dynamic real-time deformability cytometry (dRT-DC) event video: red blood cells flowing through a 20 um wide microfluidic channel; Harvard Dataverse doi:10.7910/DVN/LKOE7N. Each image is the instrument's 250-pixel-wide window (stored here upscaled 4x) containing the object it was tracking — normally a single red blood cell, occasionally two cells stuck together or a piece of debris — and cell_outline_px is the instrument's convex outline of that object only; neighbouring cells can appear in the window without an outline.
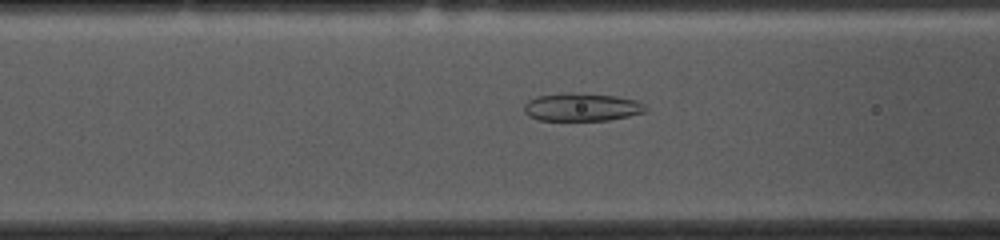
{"species": "common noctule bat (a hibernating species)", "species_latin": "Nyctalus noctula", "temperature_condition": "cold", "stored_images_in_passage": 53, "camera_frame_rate_fps": 3000, "um_per_image_px": 0.085, "animal": {"sex": "female", "body_mass_g": 10.0, "forearm_length_mm": 53.1}, "frame": {"image": 1, "passage_image": 19, "time_ms": 6.0, "image_size_px": [1000, 240], "cell_outline_px": [[648, 108], [644, 112], [628, 116], [608, 120], [540, 120], [528, 116], [524, 112], [524, 104], [528, 100], [536, 96], [564, 92], [572, 92], [616, 96], [636, 100], [644, 104]], "centroid_in_image_um": [49.42, 9.09], "position_along_channel_um": 117.2, "area_um2": 19.94}}
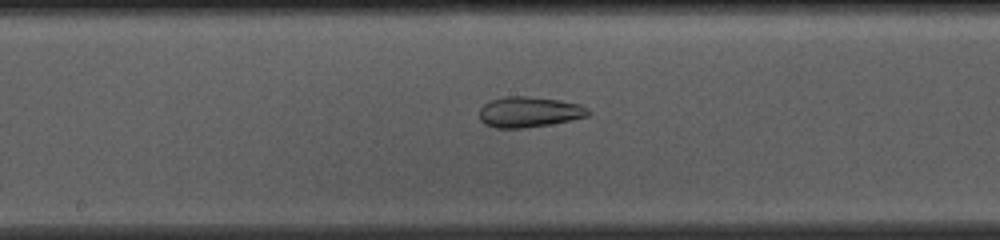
{"frame": {"image": 2, "passage_image": 26, "time_ms": 8.333, "image_size_px": [1000, 240], "cell_outline_px": [[592, 112], [588, 116], [572, 120], [524, 128], [496, 128], [484, 124], [480, 120], [480, 108], [484, 104], [492, 100], [504, 96], [528, 96], [560, 100], [580, 104], [588, 108]], "centroid_in_image_um": [44.99, 9.51], "position_along_channel_um": 203.2, "area_um2": 19.48}}
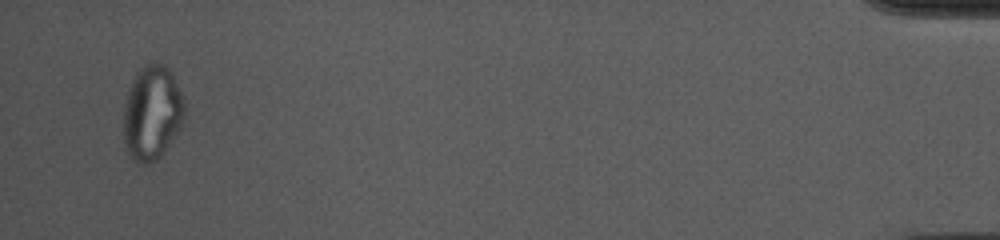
{"frame": {"image": 3, "passage_image": 51, "time_ms": 16.667, "image_size_px": [1000, 240], "cell_outline_px": [[184, 116], [180, 128], [160, 156], [156, 160], [148, 164], [136, 164], [128, 152], [124, 140], [124, 104], [132, 80], [136, 72], [144, 64], [152, 60], [156, 60], [164, 64], [172, 72], [184, 100]], "centroid_in_image_um": [12.92, 9.55], "position_along_channel_um": 422.3, "area_um2": 33.81}, "authors_computed_cell_mechanics": {"area_um2": 26.588, "velocity_mm_per_s": 3.6804, "shape_relaxation_time_tau1_ms": null, "shape_relaxation_time_tau2_ms": 2.6157, "deformation_change_tau1": null, "deformation_change_tau2": 0.0943}}